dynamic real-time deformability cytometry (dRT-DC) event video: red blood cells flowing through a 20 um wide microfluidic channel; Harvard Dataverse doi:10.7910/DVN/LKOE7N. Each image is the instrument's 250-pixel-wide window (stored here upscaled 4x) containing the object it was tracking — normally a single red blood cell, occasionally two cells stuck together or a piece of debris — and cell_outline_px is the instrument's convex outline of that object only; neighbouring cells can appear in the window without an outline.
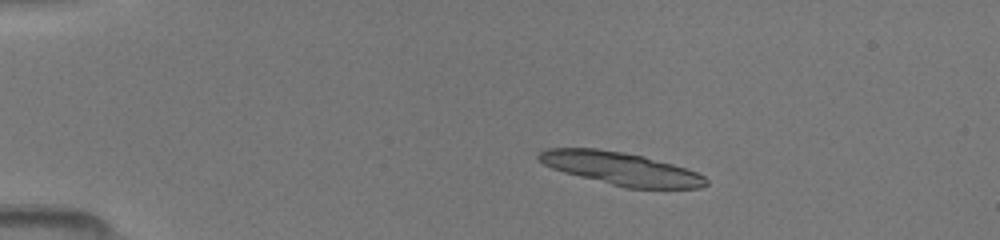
{"species": "common noctule bat (a hibernating species)", "species_latin": "Nyctalus noctula", "temperature_condition": "room temperature", "stored_images_in_passage": 22, "camera_frame_rate_fps": 3000, "um_per_image_px": 0.085, "animal": {"sex": "female", "body_mass_g": 19.5, "forearm_length_mm": 54.1}, "frame": {"image": 1, "passage_image": 2, "time_ms": 0.333, "image_size_px": [1000, 240], "cell_outline_px": [[708, 184], [700, 188], [624, 188], [564, 172], [552, 168], [544, 164], [536, 156], [544, 148], [596, 148], [644, 156], [672, 164], [696, 172], [704, 176], [708, 180]], "centroid_in_image_um": [52.77, 14.33], "position_along_channel_um": 32.2, "area_um2": 31.79}}